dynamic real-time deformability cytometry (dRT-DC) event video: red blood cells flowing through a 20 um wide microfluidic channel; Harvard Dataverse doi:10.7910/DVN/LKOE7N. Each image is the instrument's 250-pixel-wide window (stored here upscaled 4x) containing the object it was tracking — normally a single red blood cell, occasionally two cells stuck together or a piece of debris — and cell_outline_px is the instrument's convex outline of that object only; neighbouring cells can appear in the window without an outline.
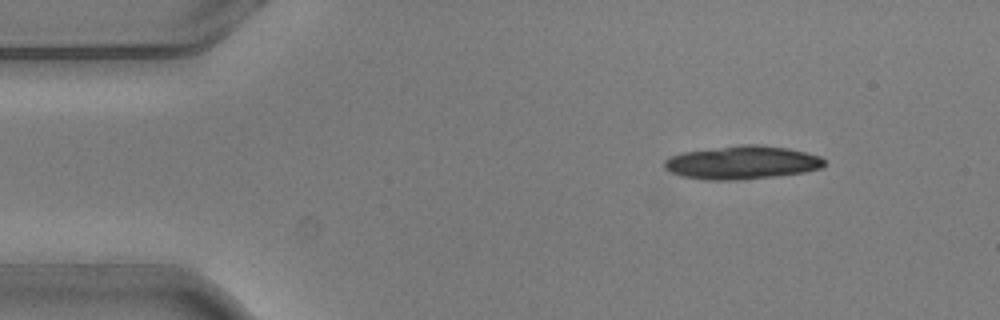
{"species": "common noctule bat (a hibernating species)", "species_latin": "Nyctalus noctula", "temperature_condition": "warm", "stored_images_in_passage": 3, "camera_frame_rate_fps": 3000, "um_per_image_px": 0.085, "animal": {"sex": "male", "body_mass_g": 20.5, "forearm_length_mm": 52.5}, "frame": {"image": 1, "passage_image": 1, "time_ms": 0.0, "image_size_px": [1000, 320], "cell_outline_px": [[824, 164], [820, 168], [804, 172], [776, 176], [736, 180], [708, 180], [680, 176], [664, 168], [664, 160], [668, 156], [680, 152], [744, 144], [760, 144], [788, 148], [820, 156], [824, 160]], "centroid_in_image_um": [63.02, 13.81], "position_along_channel_um": 22.0, "area_um2": 31.15}}